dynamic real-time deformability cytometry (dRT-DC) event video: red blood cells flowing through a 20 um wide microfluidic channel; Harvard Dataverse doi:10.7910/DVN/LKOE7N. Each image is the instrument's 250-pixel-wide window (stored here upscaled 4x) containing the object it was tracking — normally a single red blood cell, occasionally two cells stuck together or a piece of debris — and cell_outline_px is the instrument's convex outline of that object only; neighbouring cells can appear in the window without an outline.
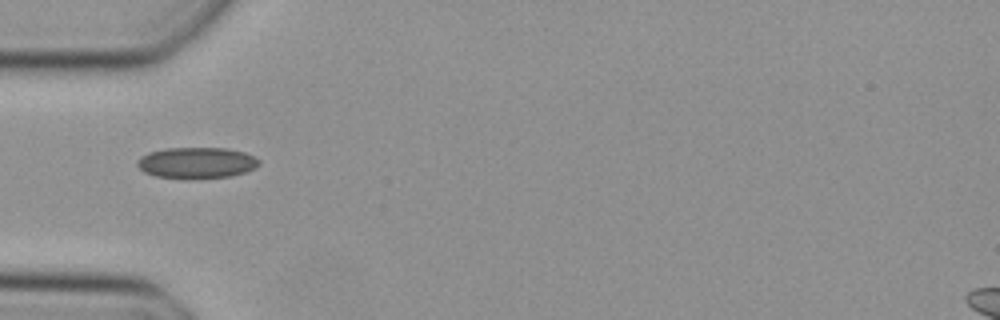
{"species": "Egyptian fruit bat (a non-hibernating species)", "species_latin": "Rousettus aegyptiacus", "temperature_condition": "cold", "stored_images_in_passage": 19, "camera_frame_rate_fps": 3000, "um_per_image_px": 0.085, "animal": {"sex": "female"}, "frame": {"image": 1, "passage_image": 1, "time_ms": 0.0, "image_size_px": [1000, 320], "cell_outline_px": [[260, 164], [244, 172], [232, 176], [188, 180], [156, 176], [144, 172], [136, 164], [136, 160], [140, 156], [148, 152], [164, 148], [224, 148], [244, 152], [260, 160]], "centroid_in_image_um": [16.66, 13.85], "position_along_channel_um": 68.3, "area_um2": 22.37}}
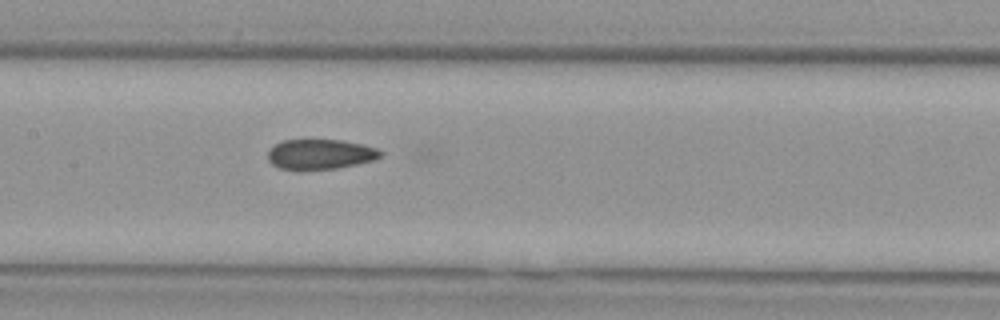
{"frame": {"image": 2, "passage_image": 9, "time_ms": 2.667, "image_size_px": [1000, 320], "cell_outline_px": [[384, 156], [376, 160], [336, 168], [296, 172], [280, 168], [272, 164], [268, 160], [268, 148], [280, 140], [340, 140], [364, 144], [380, 148], [384, 152]], "centroid_in_image_um": [27.23, 13.13], "position_along_channel_um": 180.2, "area_um2": 20.58}}
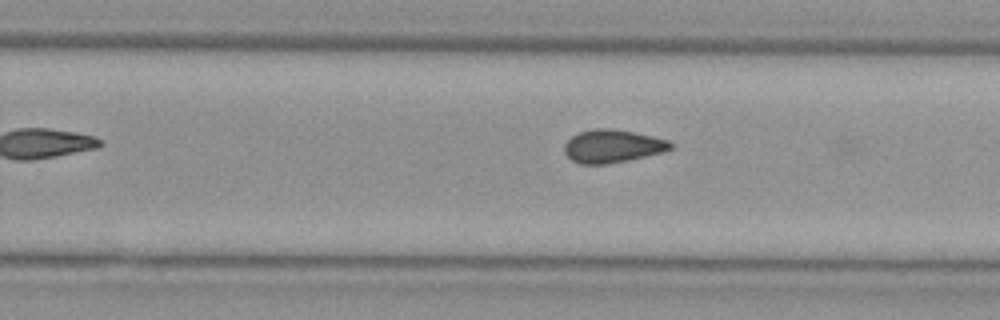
{"frame": {"image": 3, "passage_image": 16, "time_ms": 5.0, "image_size_px": [1000, 320], "cell_outline_px": [[676, 144], [672, 148], [664, 152], [628, 160], [608, 164], [580, 164], [572, 160], [564, 152], [564, 144], [572, 136], [580, 132], [596, 128], [608, 128], [636, 132], [668, 140]], "centroid_in_image_um": [52.09, 12.42], "position_along_channel_um": 277.7, "area_um2": 20.52}}